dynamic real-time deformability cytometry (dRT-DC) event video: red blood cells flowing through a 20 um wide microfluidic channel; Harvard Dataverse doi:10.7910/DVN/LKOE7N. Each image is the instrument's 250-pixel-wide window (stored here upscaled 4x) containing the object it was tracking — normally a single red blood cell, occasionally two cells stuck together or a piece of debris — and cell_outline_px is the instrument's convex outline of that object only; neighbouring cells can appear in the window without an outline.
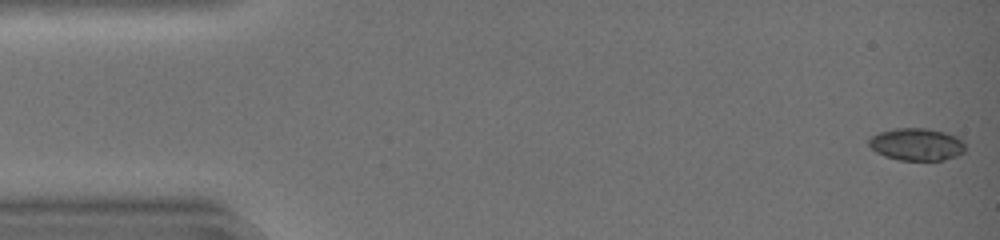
{"species": "common noctule bat (a hibernating species)", "species_latin": "Nyctalus noctula", "temperature_condition": "warm", "stored_images_in_passage": 35, "camera_frame_rate_fps": 3000, "um_per_image_px": 0.085, "animal": {"sex": "female", "body_mass_g": 19.0, "forearm_length_mm": 51.5}, "frame": {"image": 1, "passage_image": 1, "time_ms": 0.0, "image_size_px": [1000, 240], "cell_outline_px": [[964, 152], [956, 156], [944, 160], [900, 160], [884, 156], [876, 152], [868, 144], [868, 140], [872, 136], [880, 132], [896, 128], [928, 128], [944, 132], [956, 136], [964, 144]], "centroid_in_image_um": [77.9, 12.27], "position_along_channel_um": 7.1, "area_um2": 18.09}}
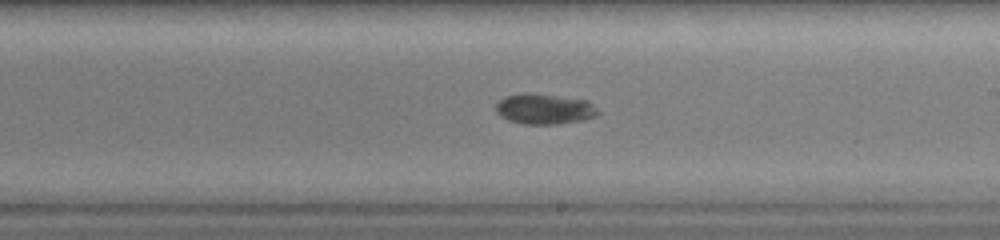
{"frame": {"image": 2, "passage_image": 27, "time_ms": 8.667, "image_size_px": [1000, 240], "cell_outline_px": [[600, 112], [596, 116], [584, 120], [556, 124], [524, 124], [508, 120], [500, 116], [496, 112], [496, 104], [504, 96], [524, 92], [532, 92], [588, 100]], "centroid_in_image_um": [46.27, 9.25], "position_along_channel_um": 242.7, "area_um2": 18.38}}
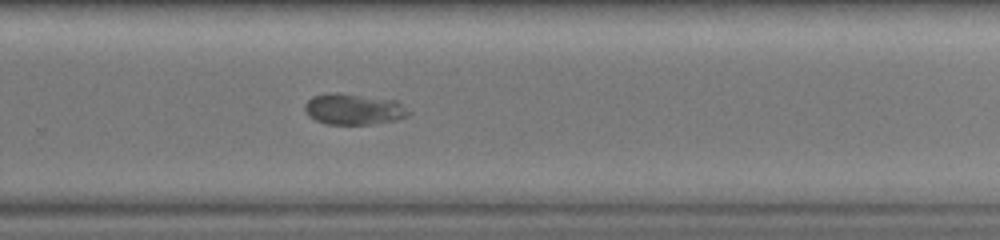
{"frame": {"image": 3, "passage_image": 31, "time_ms": 10.0, "image_size_px": [1000, 240], "cell_outline_px": [[412, 112], [408, 116], [396, 120], [372, 124], [324, 124], [308, 116], [304, 112], [304, 104], [312, 96], [328, 92], [340, 92], [396, 100]], "centroid_in_image_um": [30.04, 9.27], "position_along_channel_um": 299.8, "area_um2": 19.13}}